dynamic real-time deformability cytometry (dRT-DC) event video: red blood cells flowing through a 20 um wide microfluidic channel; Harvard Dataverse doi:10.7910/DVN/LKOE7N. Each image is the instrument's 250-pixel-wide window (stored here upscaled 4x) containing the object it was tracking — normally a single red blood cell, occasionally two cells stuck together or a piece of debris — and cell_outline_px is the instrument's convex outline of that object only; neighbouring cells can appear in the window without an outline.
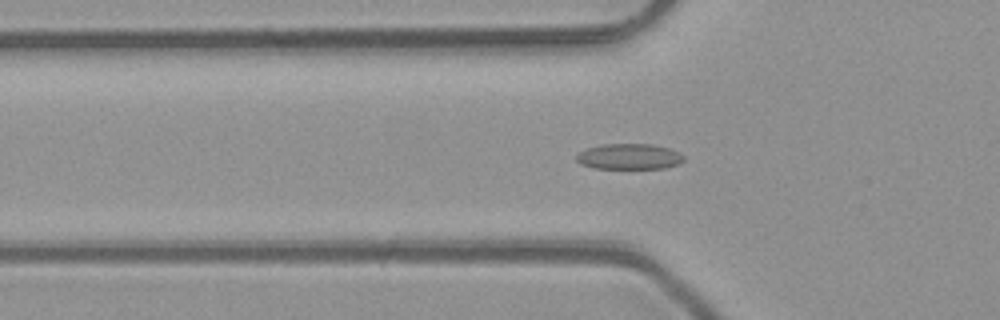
{"species": "common noctule bat (a hibernating species)", "species_latin": "Nyctalus noctula", "temperature_condition": "room temperature", "stored_images_in_passage": 50, "camera_frame_rate_fps": 3000, "um_per_image_px": 0.085, "animal": {"sex": "male", "body_mass_g": 23.1, "forearm_length_mm": 52.7}, "frame": {"image": 1, "passage_image": 17, "time_ms": 5.333, "image_size_px": [1000, 320], "cell_outline_px": [[680, 160], [672, 164], [656, 168], [600, 168], [584, 164], [580, 160], [580, 156], [584, 152], [592, 148], [616, 144], [640, 144], [664, 148], [672, 152]], "centroid_in_image_um": [53.41, 13.32], "position_along_channel_um": 72.4, "area_um2": 13.99}}
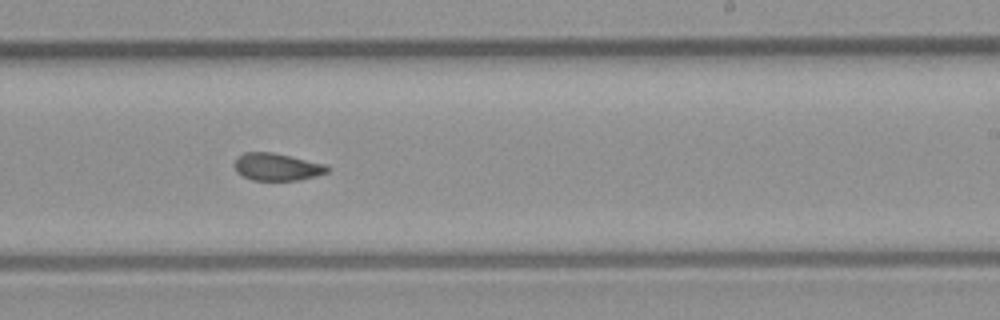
{"frame": {"image": 2, "passage_image": 31, "time_ms": 10.0, "image_size_px": [1000, 320], "cell_outline_px": [[328, 168], [324, 172], [292, 180], [256, 180], [244, 176], [236, 168], [236, 160], [240, 156], [248, 152], [264, 152], [284, 156], [320, 164]], "centroid_in_image_um": [23.43, 14.19], "position_along_channel_um": 265.6, "area_um2": 13.29}}
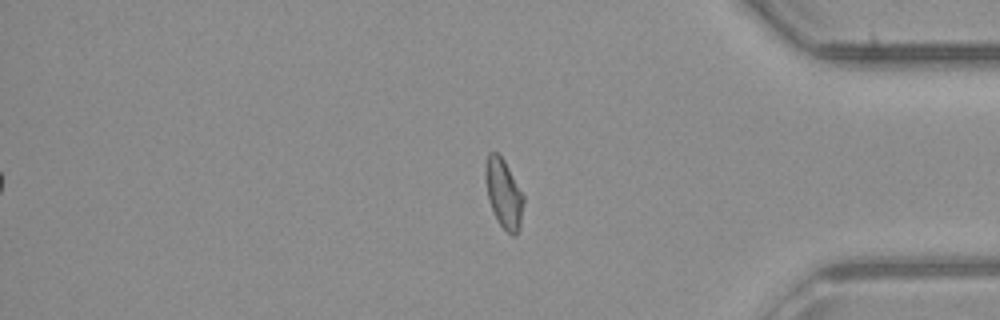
{"frame": {"image": 3, "passage_image": 42, "time_ms": 13.667, "image_size_px": [1000, 320], "cell_outline_px": [[524, 200], [516, 232], [508, 232], [500, 224], [492, 208], [488, 196], [488, 156], [492, 152], [496, 152], [500, 156], [524, 196]], "centroid_in_image_um": [42.84, 16.47], "position_along_channel_um": 392.4, "area_um2": 13.58}, "authors_computed_cell_mechanics": {"area_um2": 13.3518, "velocity_mm_per_s": 4.1173, "shape_relaxation_time_tau1_ms": null, "shape_relaxation_time_tau2_ms": 2.3362, "deformation_change_tau1": null, "deformation_change_tau2": 0.0696}}